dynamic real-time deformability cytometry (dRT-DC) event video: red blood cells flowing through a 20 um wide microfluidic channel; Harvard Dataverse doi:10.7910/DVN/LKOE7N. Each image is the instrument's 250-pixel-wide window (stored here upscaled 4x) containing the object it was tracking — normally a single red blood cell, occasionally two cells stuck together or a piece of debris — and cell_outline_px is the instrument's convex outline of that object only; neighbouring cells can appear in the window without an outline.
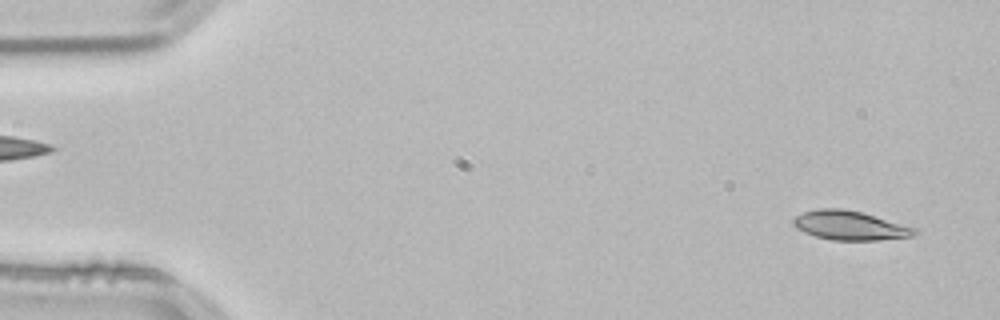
{"species": "common noctule bat (a hibernating species)", "species_latin": "Nyctalus noctula", "temperature_condition": "room temperature", "stored_images_in_passage": 52, "camera_frame_rate_fps": 3000, "um_per_image_px": 0.085, "animal": {"sex": "male", "body_mass_g": 21.5, "forearm_length_mm": 52.0}, "frame": {"image": 1, "passage_image": 2, "time_ms": 0.333, "image_size_px": [1000, 320], "cell_outline_px": [[920, 232], [912, 236], [880, 240], [832, 240], [816, 236], [804, 232], [796, 228], [792, 224], [792, 220], [796, 216], [804, 212], [816, 208], [840, 208], [860, 212], [920, 228]], "centroid_in_image_um": [72.28, 19.17], "position_along_channel_um": 12.7, "area_um2": 20.75}}
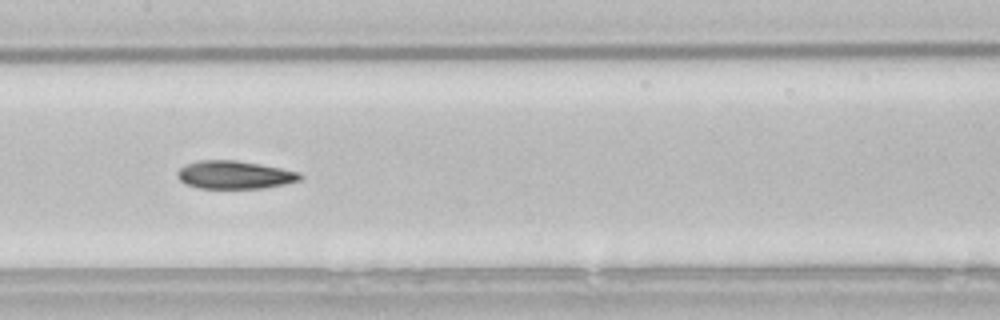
{"frame": {"image": 2, "passage_image": 25, "time_ms": 8.0, "image_size_px": [1000, 320], "cell_outline_px": [[304, 176], [300, 180], [284, 184], [264, 188], [200, 188], [184, 184], [176, 176], [176, 172], [180, 168], [188, 164], [200, 160], [236, 160], [260, 164], [280, 168], [296, 172]], "centroid_in_image_um": [19.91, 14.86], "position_along_channel_um": 187.5, "area_um2": 19.94}}
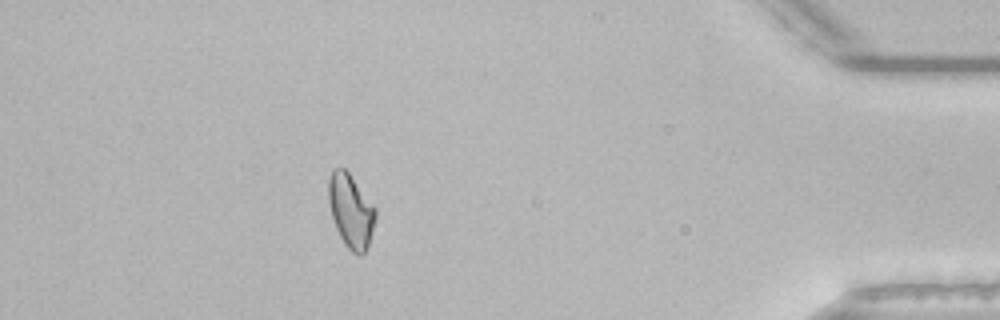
{"frame": {"image": 3, "passage_image": 46, "time_ms": 15.0, "image_size_px": [1000, 320], "cell_outline_px": [[376, 216], [368, 244], [364, 252], [360, 256], [356, 256], [344, 244], [336, 228], [332, 216], [328, 200], [328, 180], [332, 168], [344, 168], [348, 172], [376, 208]], "centroid_in_image_um": [29.8, 17.92], "position_along_channel_um": 405.4, "area_um2": 20.0}, "authors_computed_cell_mechanics": {"area_um2": 20.0855, "velocity_mm_per_s": 3.8354, "shape_relaxation_time_tau1_ms": 9.8792, "shape_relaxation_time_tau2_ms": 2.9637, "deformation_change_tau1": 0.2157, "deformation_change_tau2": 0.0942}}